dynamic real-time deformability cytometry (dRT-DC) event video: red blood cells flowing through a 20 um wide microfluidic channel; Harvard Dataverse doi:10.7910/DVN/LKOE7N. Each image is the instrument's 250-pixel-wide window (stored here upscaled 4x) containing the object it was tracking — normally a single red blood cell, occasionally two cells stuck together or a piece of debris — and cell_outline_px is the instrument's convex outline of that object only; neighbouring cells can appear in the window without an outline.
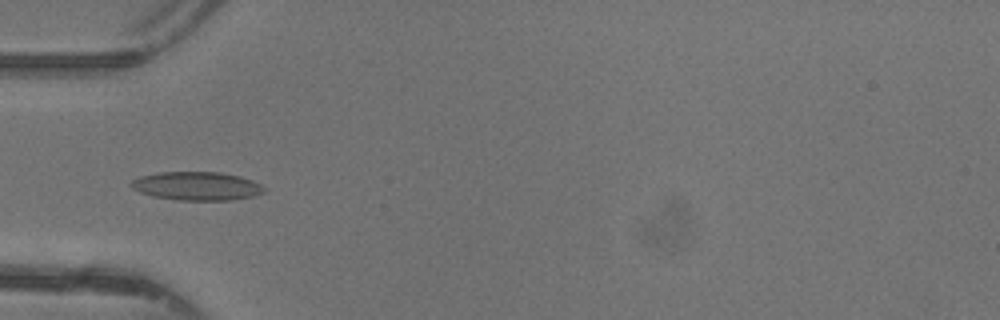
{"species": "common noctule bat (a hibernating species)", "species_latin": "Nyctalus noctula", "temperature_condition": "warm", "stored_images_in_passage": 46, "camera_frame_rate_fps": 3000, "um_per_image_px": 0.085, "animal": {"sex": "female"}, "frame": {"image": 1, "passage_image": 15, "time_ms": 4.667, "image_size_px": [1000, 320], "cell_outline_px": [[268, 188], [264, 192], [252, 196], [232, 200], [176, 200], [152, 196], [140, 192], [132, 188], [132, 180], [140, 176], [156, 172], [220, 172], [240, 176], [252, 180]], "centroid_in_image_um": [16.74, 15.81], "position_along_channel_um": 68.3, "area_um2": 22.2}}
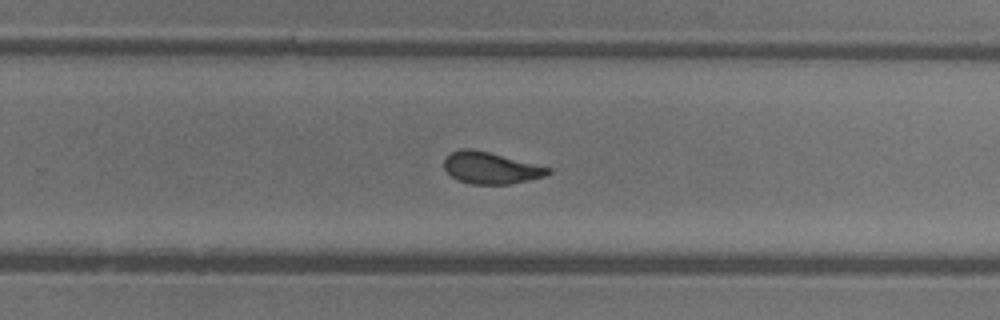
{"frame": {"image": 2, "passage_image": 30, "time_ms": 9.667, "image_size_px": [1000, 320], "cell_outline_px": [[552, 172], [544, 176], [512, 184], [468, 184], [452, 176], [444, 168], [444, 160], [452, 152], [460, 148], [472, 148], [552, 168]], "centroid_in_image_um": [41.72, 14.27], "position_along_channel_um": 288.1, "area_um2": 19.07}}
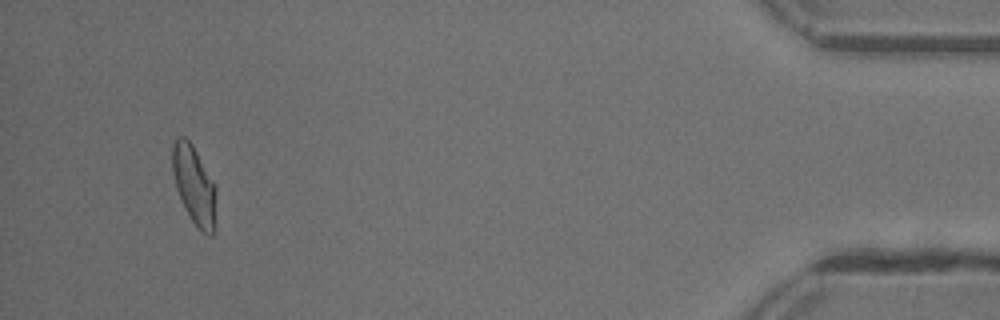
{"frame": {"image": 3, "passage_image": 44, "time_ms": 14.333, "image_size_px": [1000, 320], "cell_outline_px": [[216, 232], [212, 236], [208, 236], [200, 232], [192, 220], [176, 188], [172, 172], [172, 144], [180, 136], [184, 136], [192, 144], [216, 188]], "centroid_in_image_um": [16.53, 15.81], "position_along_channel_um": 418.7, "area_um2": 20.06}, "authors_computed_cell_mechanics": {"area_um2": 20.1144, "velocity_mm_per_s": 4.3912, "shape_relaxation_time_tau1_ms": 7.4476, "shape_relaxation_time_tau2_ms": 1.1794, "deformation_change_tau1": 0.2067, "deformation_change_tau2": 0.0712}}